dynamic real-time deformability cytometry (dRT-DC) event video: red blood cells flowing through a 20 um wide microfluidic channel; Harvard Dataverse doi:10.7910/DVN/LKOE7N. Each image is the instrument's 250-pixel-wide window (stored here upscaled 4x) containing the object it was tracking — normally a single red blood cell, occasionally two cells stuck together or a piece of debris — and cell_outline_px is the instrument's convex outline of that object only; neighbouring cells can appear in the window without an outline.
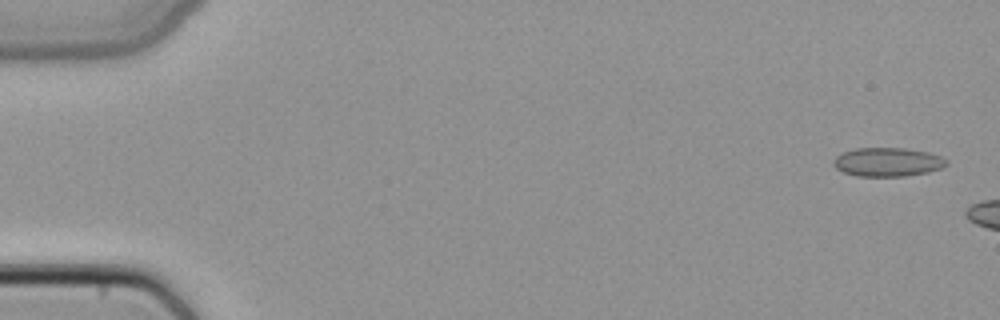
{"species": "common noctule bat (a hibernating species)", "species_latin": "Nyctalus noctula", "temperature_condition": "cold", "stored_images_in_passage": 4, "camera_frame_rate_fps": 3000, "um_per_image_px": 0.085, "animal": {"sex": "female", "body_mass_g": 22.7, "forearm_length_mm": 54.2}, "frame": {"image": 1, "passage_image": 1, "time_ms": 0.0, "image_size_px": [1000, 320], "cell_outline_px": [[948, 164], [940, 168], [928, 172], [904, 176], [856, 176], [844, 172], [836, 168], [832, 164], [832, 160], [836, 156], [844, 152], [856, 148], [904, 148], [928, 152], [940, 156], [948, 160]], "centroid_in_image_um": [75.43, 13.77], "position_along_channel_um": 9.6, "area_um2": 18.96}}